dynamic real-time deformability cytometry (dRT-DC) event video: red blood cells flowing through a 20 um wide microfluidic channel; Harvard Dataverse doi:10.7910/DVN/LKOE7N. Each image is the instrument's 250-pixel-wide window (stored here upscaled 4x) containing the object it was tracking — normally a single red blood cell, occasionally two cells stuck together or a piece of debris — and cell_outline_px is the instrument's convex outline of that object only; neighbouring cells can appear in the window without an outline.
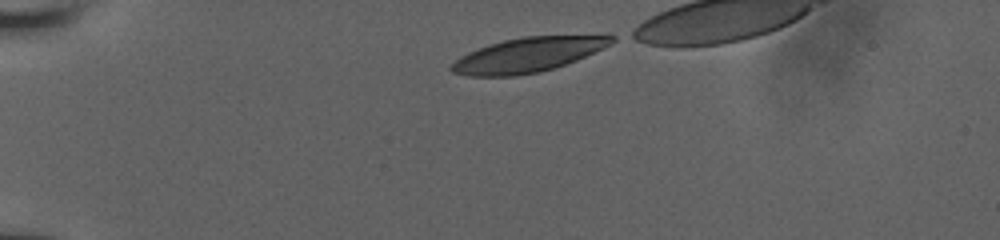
{"species": "human", "species_latin": "Homo sapiens", "temperature_condition": "room temperature", "stored_images_in_passage": 19, "camera_frame_rate_fps": 3000, "um_per_image_px": 0.085, "donor": {"sex": "male"}, "frame": {"image": 1, "passage_image": 1, "time_ms": 0.0, "image_size_px": [1000, 240], "cell_outline_px": [[616, 40], [604, 48], [576, 60], [540, 72], [512, 76], [468, 76], [452, 72], [448, 68], [460, 56], [468, 52], [488, 44], [504, 40], [524, 36], [604, 32], [608, 32], [616, 36]], "centroid_in_image_um": [45.01, 4.6], "position_along_channel_um": 40.0, "area_um2": 33.29}}
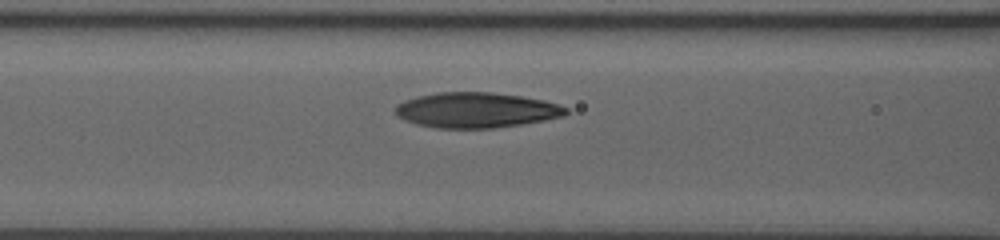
{"frame": {"image": 2, "passage_image": 13, "time_ms": 3.667, "image_size_px": [1000, 240], "cell_outline_px": [[568, 112], [564, 116], [544, 120], [520, 124], [492, 128], [436, 128], [416, 124], [404, 120], [396, 116], [396, 104], [404, 100], [416, 96], [436, 92], [492, 92], [520, 96], [544, 100], [568, 108]], "centroid_in_image_um": [40.44, 9.35], "position_along_channel_um": 126.2, "area_um2": 35.14}}
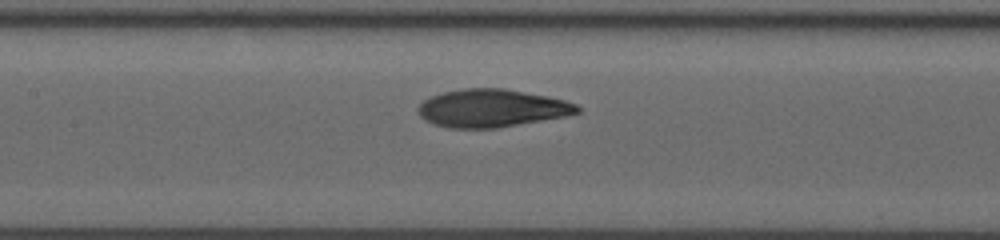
{"frame": {"image": 3, "passage_image": 16, "time_ms": 4.667, "image_size_px": [1000, 240], "cell_outline_px": [[580, 112], [564, 116], [496, 128], [448, 128], [424, 120], [420, 116], [416, 108], [424, 100], [432, 96], [444, 92], [464, 88], [504, 88], [548, 96], [564, 100], [576, 104], [580, 108]], "centroid_in_image_um": [41.78, 9.19], "position_along_channel_um": 165.6, "area_um2": 34.91}}